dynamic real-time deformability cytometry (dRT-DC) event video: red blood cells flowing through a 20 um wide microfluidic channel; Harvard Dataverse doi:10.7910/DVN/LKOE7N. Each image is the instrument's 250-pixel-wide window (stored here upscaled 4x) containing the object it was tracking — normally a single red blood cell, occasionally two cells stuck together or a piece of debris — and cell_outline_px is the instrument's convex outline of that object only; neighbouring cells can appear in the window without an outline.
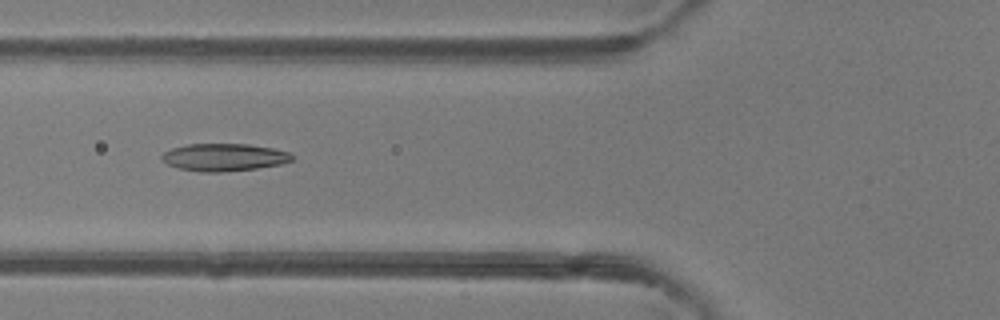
{"species": "common noctule bat (a hibernating species)", "species_latin": "Nyctalus noctula", "temperature_condition": "room temperature", "stored_images_in_passage": 6, "camera_frame_rate_fps": 3000, "um_per_image_px": 0.085, "animal": {"sex": "female"}, "frame": {"image": 1, "passage_image": 6, "time_ms": 1.667, "image_size_px": [1000, 320], "cell_outline_px": [[292, 160], [280, 164], [256, 168], [220, 172], [200, 172], [180, 168], [168, 164], [160, 160], [160, 156], [164, 152], [172, 148], [188, 144], [248, 144], [272, 148], [288, 152], [292, 156]], "centroid_in_image_um": [19.0, 13.36], "position_along_channel_um": 106.8, "area_um2": 20.69}}